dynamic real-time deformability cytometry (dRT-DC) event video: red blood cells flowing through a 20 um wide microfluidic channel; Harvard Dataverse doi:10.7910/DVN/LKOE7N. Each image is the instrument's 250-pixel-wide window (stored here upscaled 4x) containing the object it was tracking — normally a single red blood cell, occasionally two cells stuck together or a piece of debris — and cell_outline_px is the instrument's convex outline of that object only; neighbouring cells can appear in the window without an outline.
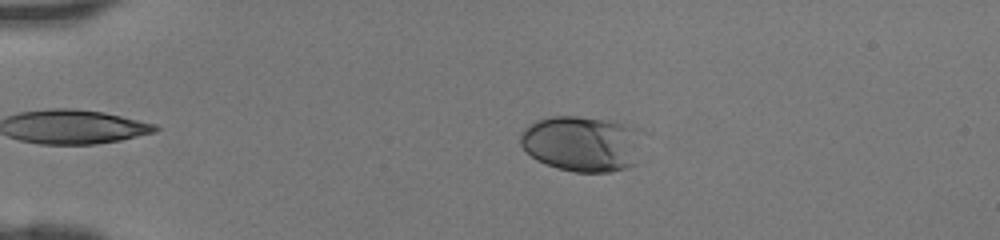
{"species": "human", "species_latin": "Homo sapiens", "temperature_condition": "room temperature", "stored_images_in_passage": 40, "camera_frame_rate_fps": 3000, "um_per_image_px": 0.085, "donor": {"sex": "female"}, "frame": {"image": 1, "passage_image": 10, "time_ms": 3.0, "image_size_px": [1000, 240], "cell_outline_px": [[636, 164], [628, 168], [612, 172], [576, 172], [556, 168], [544, 164], [536, 160], [520, 144], [520, 136], [524, 128], [528, 124], [536, 120], [552, 116], [576, 116], [616, 120], [636, 128]], "centroid_in_image_um": [49.4, 12.21], "position_along_channel_um": 35.6, "area_um2": 39.59}}
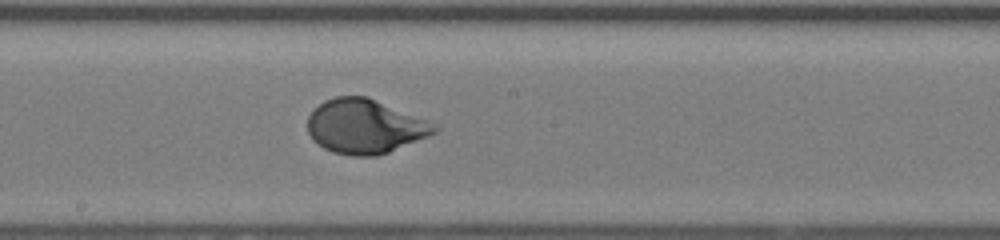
{"frame": {"image": 2, "passage_image": 26, "time_ms": 8.333, "image_size_px": [1000, 240], "cell_outline_px": [[440, 128], [436, 132], [428, 136], [388, 152], [376, 156], [352, 156], [332, 152], [324, 148], [312, 140], [308, 132], [308, 116], [324, 100], [336, 96], [368, 96], [428, 120]], "centroid_in_image_um": [31.01, 10.74], "position_along_channel_um": 217.2, "area_um2": 40.11}}
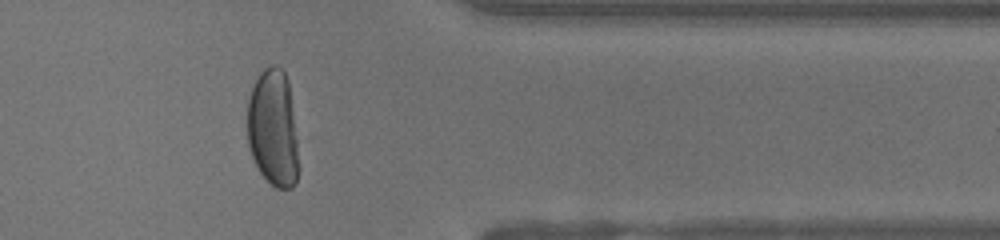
{"frame": {"image": 3, "passage_image": 38, "time_ms": 12.333, "image_size_px": [1000, 240], "cell_outline_px": [[300, 168], [296, 180], [292, 188], [276, 188], [256, 168], [248, 144], [248, 100], [252, 88], [260, 72], [264, 68], [272, 64], [276, 64], [284, 72], [288, 80], [300, 164]], "centroid_in_image_um": [23.22, 10.92], "position_along_channel_um": 388.2, "area_um2": 35.08}}